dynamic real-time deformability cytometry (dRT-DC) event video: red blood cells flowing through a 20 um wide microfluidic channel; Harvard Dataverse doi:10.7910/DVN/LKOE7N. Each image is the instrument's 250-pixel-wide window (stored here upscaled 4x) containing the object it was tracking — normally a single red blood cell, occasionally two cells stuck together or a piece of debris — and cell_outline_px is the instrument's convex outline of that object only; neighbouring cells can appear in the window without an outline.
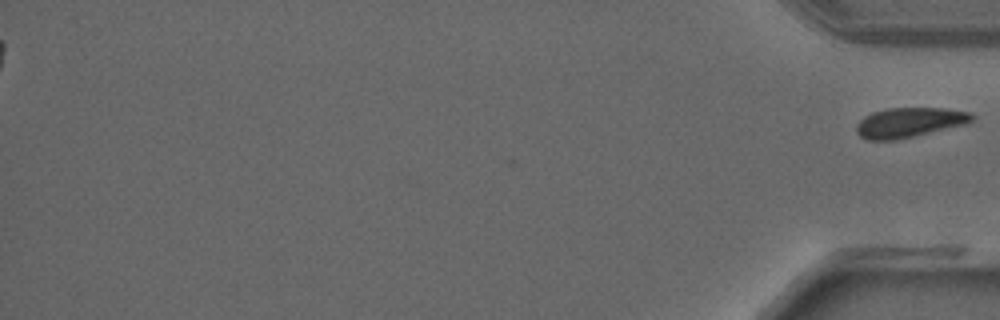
{"species": "common noctule bat (a hibernating species)", "species_latin": "Nyctalus noctula", "temperature_condition": "warm", "stored_images_in_passage": 30, "segment_of_instrument_passage": [2, 2], "camera_frame_rate_fps": 3000, "um_per_image_px": 0.085, "animal": {"sex": "male", "forearm_length_mm": 52.5}, "frame": {"image": 1, "passage_image": 30, "time_ms": 9.667, "image_size_px": [1000, 320], "cell_outline_px": [[972, 120], [968, 124], [912, 136], [892, 140], [868, 140], [860, 136], [856, 132], [856, 124], [864, 116], [872, 112], [888, 108], [944, 108], [972, 112]], "centroid_in_image_um": [77.28, 10.4], "position_along_channel_um": 357.9, "area_um2": 20.0}}